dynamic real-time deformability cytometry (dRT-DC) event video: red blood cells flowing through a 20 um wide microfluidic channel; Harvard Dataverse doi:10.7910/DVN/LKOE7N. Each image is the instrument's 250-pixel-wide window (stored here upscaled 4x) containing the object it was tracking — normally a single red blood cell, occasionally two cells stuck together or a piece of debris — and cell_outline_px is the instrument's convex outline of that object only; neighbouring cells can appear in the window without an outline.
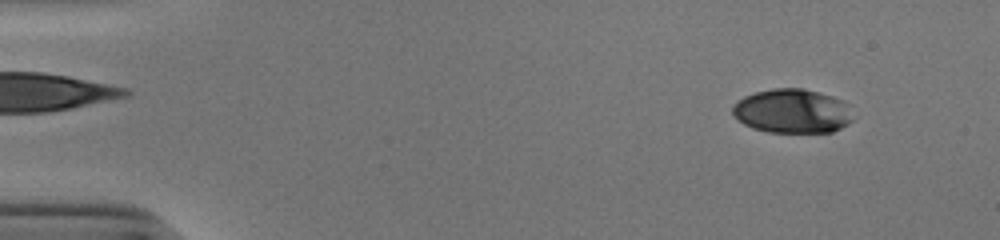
{"species": "human", "species_latin": "Homo sapiens", "temperature_condition": "cold", "stored_images_in_passage": 52, "camera_frame_rate_fps": 3000, "um_per_image_px": 0.085, "donor": {"sex": "male"}, "frame": {"image": 1, "passage_image": 5, "time_ms": 1.333, "image_size_px": [1000, 240], "cell_outline_px": [[852, 120], [848, 124], [832, 132], [768, 132], [752, 128], [744, 124], [732, 112], [732, 104], [736, 100], [744, 96], [756, 92], [772, 88], [804, 88], [832, 96], [844, 100]], "centroid_in_image_um": [67.31, 9.44], "position_along_channel_um": 17.7, "area_um2": 30.92}}
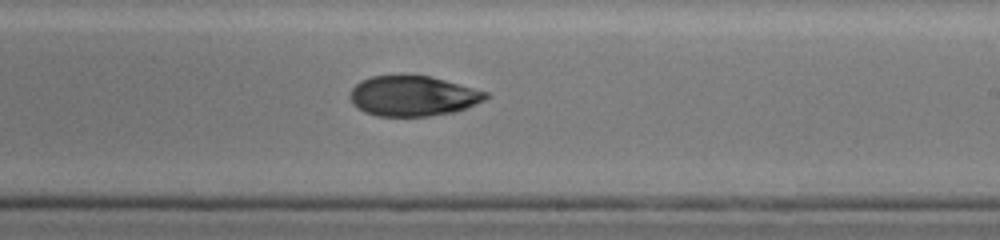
{"frame": {"image": 2, "passage_image": 32, "time_ms": 10.333, "image_size_px": [1000, 240], "cell_outline_px": [[488, 96], [484, 100], [456, 112], [428, 116], [376, 116], [364, 112], [356, 108], [352, 104], [348, 96], [352, 88], [360, 80], [372, 76], [428, 76], [444, 80], [488, 92]], "centroid_in_image_um": [35.05, 8.17], "position_along_channel_um": 254.0, "area_um2": 31.73}}
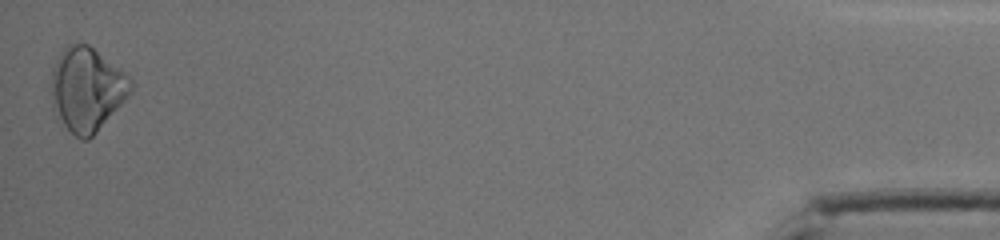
{"frame": {"image": 3, "passage_image": 52, "time_ms": 17.0, "image_size_px": [1000, 240], "cell_outline_px": [[132, 92], [96, 132], [88, 140], [80, 140], [64, 124], [52, 108], [52, 68], [60, 52], [68, 44], [88, 44], [124, 72], [132, 80]], "centroid_in_image_um": [7.38, 7.58], "position_along_channel_um": 427.8, "area_um2": 38.32}, "authors_computed_cell_mechanics": {"area_um2": 32.5414, "velocity_mm_per_s": 3.9146, "shape_relaxation_time_tau1_ms": 11.2004, "shape_relaxation_time_tau2_ms": 7.3041, "deformation_change_tau1": 0.2079, "deformation_change_tau2": 0.0984}}